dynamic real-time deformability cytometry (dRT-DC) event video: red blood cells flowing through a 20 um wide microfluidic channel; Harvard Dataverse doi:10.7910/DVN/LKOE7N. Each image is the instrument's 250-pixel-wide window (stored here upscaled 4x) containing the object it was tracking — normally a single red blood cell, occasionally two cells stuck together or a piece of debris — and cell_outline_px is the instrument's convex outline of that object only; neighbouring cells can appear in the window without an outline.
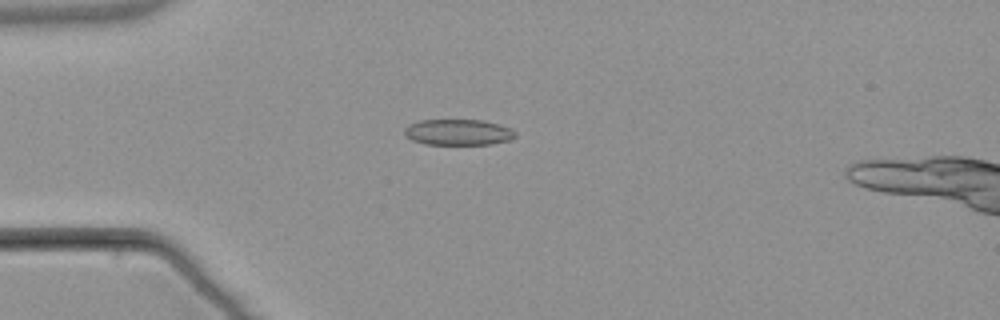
{"species": "common noctule bat (a hibernating species)", "species_latin": "Nyctalus noctula", "temperature_condition": "warm", "stored_images_in_passage": 7, "camera_frame_rate_fps": 3000, "um_per_image_px": 0.085, "animal": {"sex": "male", "body_mass_g": 21.5, "forearm_length_mm": 52.0}, "frame": {"image": 1, "passage_image": 5, "time_ms": 4.667, "image_size_px": [1000, 320], "cell_outline_px": [[516, 136], [508, 140], [492, 144], [424, 144], [412, 140], [404, 136], [404, 128], [408, 124], [420, 120], [484, 120], [500, 124], [516, 132]], "centroid_in_image_um": [38.91, 11.23], "position_along_channel_um": 46.1, "area_um2": 16.82}}
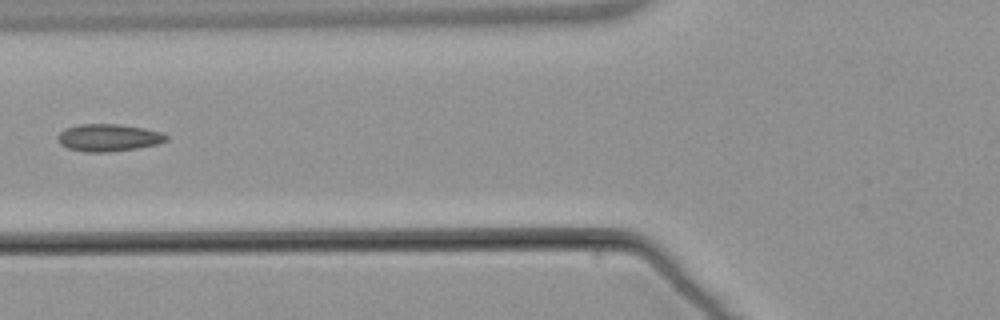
{"frame": {"image": 2, "passage_image": 7, "time_ms": 7.0, "image_size_px": [1000, 320], "cell_outline_px": [[168, 140], [156, 144], [136, 148], [108, 152], [84, 152], [68, 148], [60, 144], [56, 136], [64, 128], [80, 124], [120, 124], [144, 128], [160, 132], [168, 136]], "centroid_in_image_um": [9.18, 11.69], "position_along_channel_um": 116.6, "area_um2": 17.28}}